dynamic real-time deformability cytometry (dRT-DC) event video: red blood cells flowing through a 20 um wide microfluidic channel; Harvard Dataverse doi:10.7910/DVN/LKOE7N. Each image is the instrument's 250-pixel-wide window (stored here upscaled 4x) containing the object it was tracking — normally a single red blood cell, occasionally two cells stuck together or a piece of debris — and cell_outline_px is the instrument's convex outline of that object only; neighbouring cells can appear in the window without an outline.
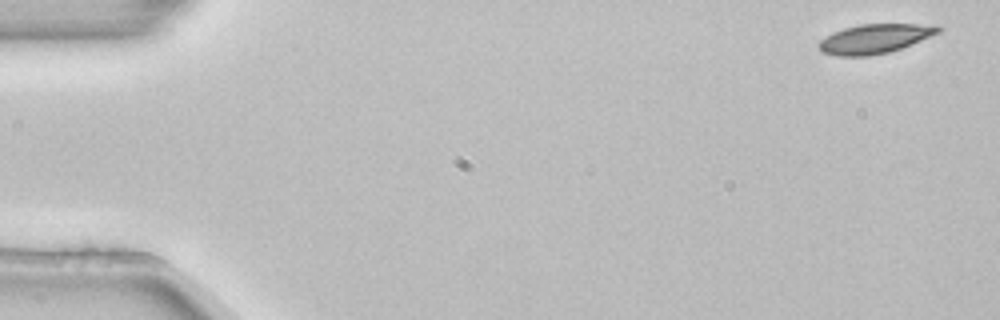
{"species": "common noctule bat (a hibernating species)", "species_latin": "Nyctalus noctula", "temperature_condition": "room temperature", "stored_images_in_passage": 4, "camera_frame_rate_fps": 3000, "um_per_image_px": 0.085, "animal": {"sex": "female", "body_mass_g": 22.7, "forearm_length_mm": 54.2}, "frame": {"image": 1, "passage_image": 1, "time_ms": 0.0, "image_size_px": [1000, 320], "cell_outline_px": [[944, 28], [940, 32], [912, 44], [888, 52], [868, 56], [836, 56], [820, 52], [816, 44], [820, 40], [832, 32], [844, 28], [860, 24], [936, 24]], "centroid_in_image_um": [74.34, 3.29], "position_along_channel_um": 10.7, "area_um2": 20.63}}
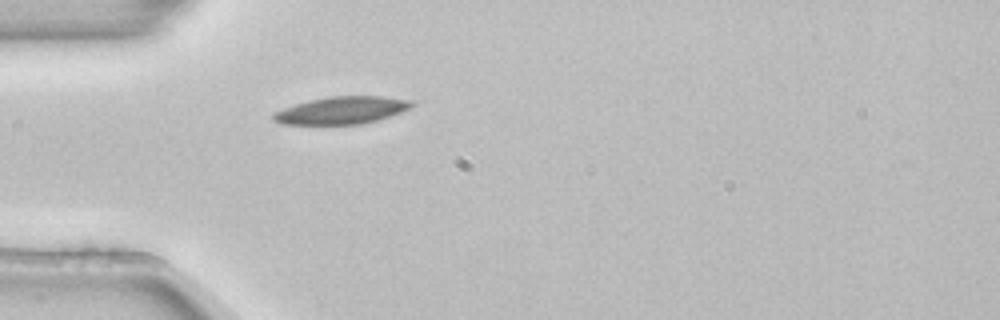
{"frame": {"image": 2, "passage_image": 4, "time_ms": 1.0, "image_size_px": [1000, 320], "cell_outline_px": [[416, 104], [400, 112], [376, 120], [360, 124], [280, 124], [272, 120], [272, 112], [308, 100], [332, 96], [384, 96], [412, 100]], "centroid_in_image_um": [29.02, 9.37], "position_along_channel_um": 56.0, "area_um2": 22.02}}